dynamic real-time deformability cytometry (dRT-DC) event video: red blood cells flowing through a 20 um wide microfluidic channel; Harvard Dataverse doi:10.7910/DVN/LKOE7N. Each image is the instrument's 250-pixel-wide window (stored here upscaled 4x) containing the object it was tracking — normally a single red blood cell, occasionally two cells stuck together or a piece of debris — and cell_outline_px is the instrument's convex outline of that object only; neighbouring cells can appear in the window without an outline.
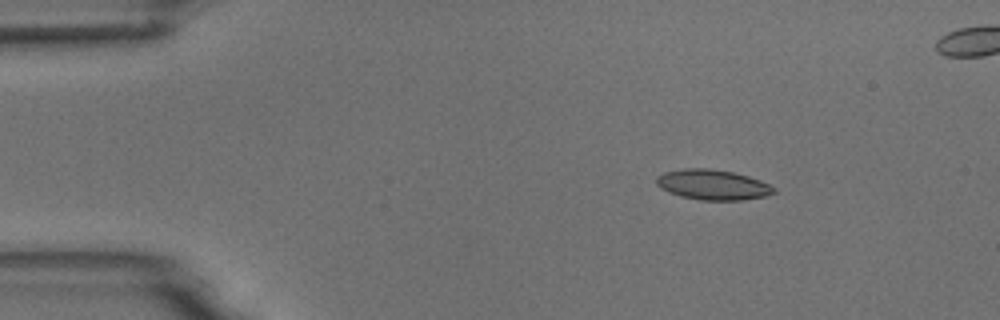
{"species": "common noctule bat (a hibernating species)", "species_latin": "Nyctalus noctula", "temperature_condition": "room temperature", "stored_images_in_passage": 6, "camera_frame_rate_fps": 3000, "um_per_image_px": 0.085, "animal": {"sex": "male", "body_mass_g": 18.8}, "frame": {"image": 1, "passage_image": 3, "time_ms": 2.333, "image_size_px": [1000, 320], "cell_outline_px": [[776, 192], [764, 196], [740, 200], [700, 200], [680, 196], [668, 192], [660, 188], [656, 184], [656, 176], [664, 172], [684, 168], [708, 168], [732, 172], [748, 176], [760, 180], [776, 188]], "centroid_in_image_um": [60.55, 15.7], "position_along_channel_um": 24.5, "area_um2": 20.69}}